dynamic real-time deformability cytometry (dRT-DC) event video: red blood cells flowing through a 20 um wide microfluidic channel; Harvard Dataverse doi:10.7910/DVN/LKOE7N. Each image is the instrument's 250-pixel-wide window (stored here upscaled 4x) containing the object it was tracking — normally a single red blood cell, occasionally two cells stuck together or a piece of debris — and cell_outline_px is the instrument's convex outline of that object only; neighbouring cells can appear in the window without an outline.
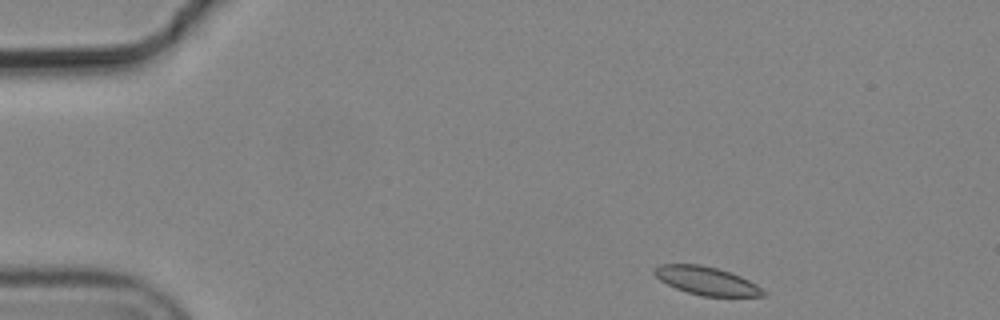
{"species": "common noctule bat (a hibernating species)", "species_latin": "Nyctalus noctula", "temperature_condition": "cold", "stored_images_in_passage": 3, "camera_frame_rate_fps": 3000, "um_per_image_px": 0.085, "animal": {"sex": "male", "body_mass_g": 19.2, "forearm_length_mm": 51.8}, "frame": {"image": 1, "passage_image": 1, "time_ms": 0.0, "image_size_px": [1000, 320], "cell_outline_px": [[768, 296], [700, 296], [676, 288], [660, 280], [652, 272], [652, 268], [660, 264], [700, 264], [716, 268], [740, 276], [756, 284], [768, 292]], "centroid_in_image_um": [60.06, 23.87], "position_along_channel_um": 24.9, "area_um2": 17.92}}